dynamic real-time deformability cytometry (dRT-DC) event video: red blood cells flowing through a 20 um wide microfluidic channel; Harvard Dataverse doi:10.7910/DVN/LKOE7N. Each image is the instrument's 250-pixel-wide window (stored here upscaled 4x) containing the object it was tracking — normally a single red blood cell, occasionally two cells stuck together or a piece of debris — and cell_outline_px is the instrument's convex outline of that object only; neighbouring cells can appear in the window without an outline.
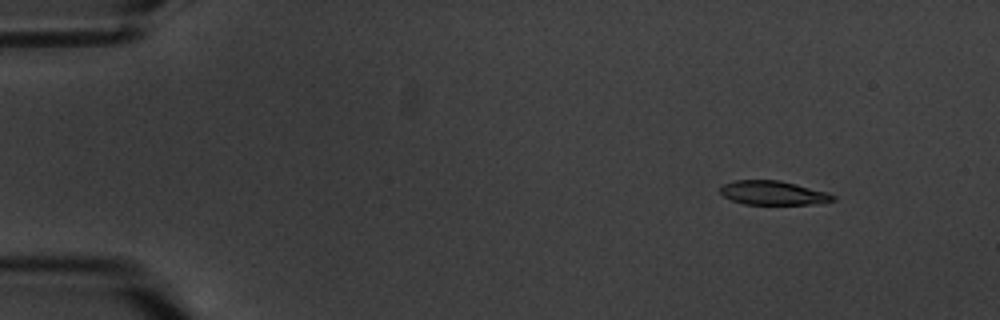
{"species": "common noctule bat (a hibernating species)", "species_latin": "Nyctalus noctula", "temperature_condition": "warm", "stored_images_in_passage": 10, "camera_frame_rate_fps": 3000, "um_per_image_px": 0.085, "animal": {"sex": "male", "body_mass_g": 20.1, "forearm_length_mm": 53.5}, "frame": {"image": 1, "passage_image": 1, "time_ms": 0.0, "image_size_px": [1000, 320], "cell_outline_px": [[836, 200], [808, 204], [744, 204], [732, 200], [724, 196], [720, 192], [720, 188], [724, 184], [736, 180], [780, 180], [828, 192], [836, 196]], "centroid_in_image_um": [65.72, 16.39], "position_along_channel_um": 19.3, "area_um2": 15.66}}
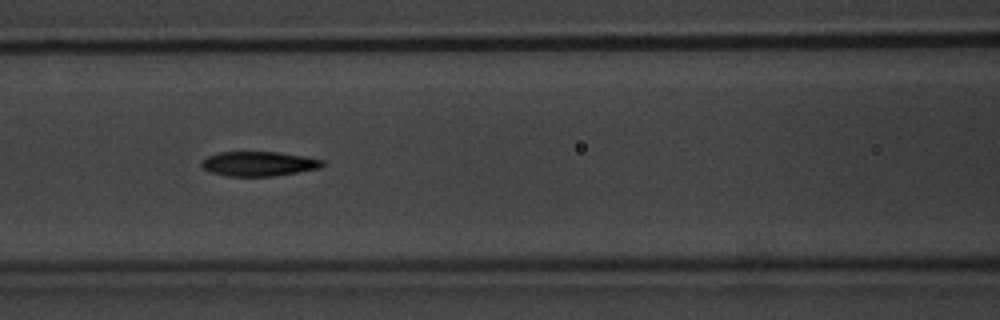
{"frame": {"image": 2, "passage_image": 6, "time_ms": 6.667, "image_size_px": [1000, 320], "cell_outline_px": [[324, 164], [320, 168], [272, 176], [224, 176], [212, 172], [204, 168], [200, 164], [208, 156], [220, 152], [276, 152], [304, 156], [324, 160]], "centroid_in_image_um": [22.0, 13.92], "position_along_channel_um": 144.6, "area_um2": 17.11}}
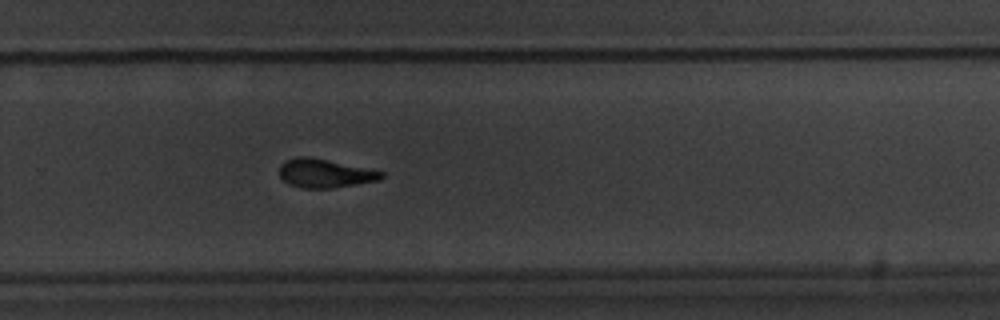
{"frame": {"image": 3, "passage_image": 10, "time_ms": 11.333, "image_size_px": [1000, 320], "cell_outline_px": [[384, 176], [380, 180], [332, 188], [300, 188], [288, 184], [280, 176], [280, 164], [284, 160], [296, 156], [308, 156], [384, 172]], "centroid_in_image_um": [27.57, 14.73], "position_along_channel_um": 302.2, "area_um2": 16.99}}